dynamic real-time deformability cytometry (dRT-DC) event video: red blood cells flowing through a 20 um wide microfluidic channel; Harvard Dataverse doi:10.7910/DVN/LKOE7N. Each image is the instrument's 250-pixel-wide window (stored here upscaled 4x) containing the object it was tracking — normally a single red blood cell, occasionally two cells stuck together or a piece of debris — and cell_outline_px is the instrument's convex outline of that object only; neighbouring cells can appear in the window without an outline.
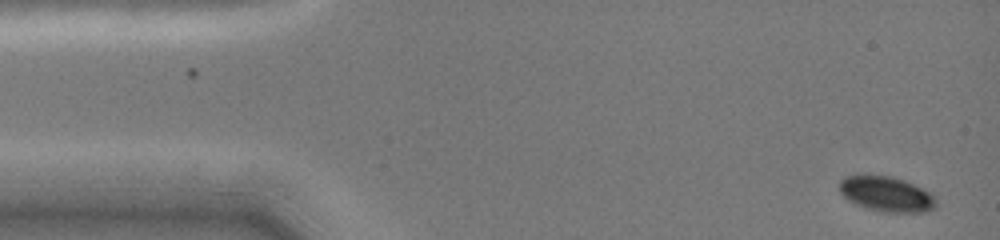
{"species": "common noctule bat (a hibernating species)", "species_latin": "Nyctalus noctula", "temperature_condition": "cold", "stored_images_in_passage": 10, "camera_frame_rate_fps": 3000, "um_per_image_px": 0.085, "animal": {"sex": "female", "body_mass_g": 19.0, "forearm_length_mm": 51.5}, "frame": {"image": 1, "passage_image": 1, "time_ms": 0.0, "image_size_px": [1000, 240], "cell_outline_px": [[936, 208], [924, 212], [880, 212], [856, 204], [848, 200], [840, 192], [840, 180], [844, 176], [856, 172], [892, 176], [904, 180], [936, 196]], "centroid_in_image_um": [75.3, 16.45], "position_along_channel_um": 9.7, "area_um2": 20.29}}